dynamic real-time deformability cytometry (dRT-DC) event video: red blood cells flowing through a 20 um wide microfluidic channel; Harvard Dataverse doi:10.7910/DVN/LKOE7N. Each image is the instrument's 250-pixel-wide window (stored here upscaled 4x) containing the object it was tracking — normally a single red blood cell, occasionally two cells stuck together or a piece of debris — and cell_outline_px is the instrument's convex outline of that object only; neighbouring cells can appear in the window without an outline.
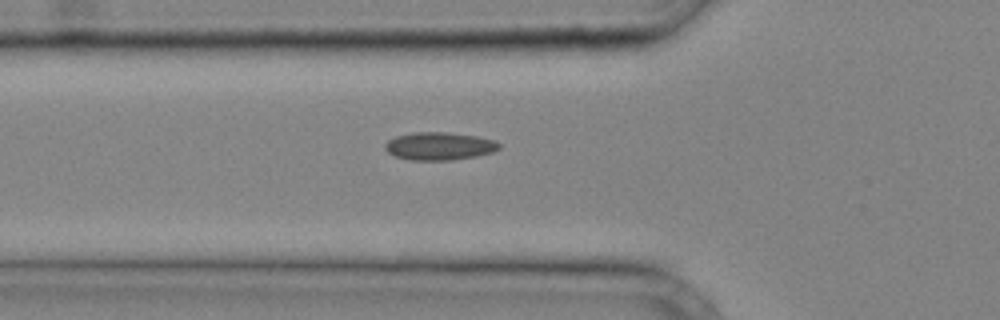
{"species": "common noctule bat (a hibernating species)", "species_latin": "Nyctalus noctula", "temperature_condition": "cold", "stored_images_in_passage": 27, "camera_frame_rate_fps": 3000, "um_per_image_px": 0.085, "animal": {"sex": "male", "body_mass_g": 20.4}, "frame": {"image": 1, "passage_image": 5, "time_ms": 1.333, "image_size_px": [1000, 320], "cell_outline_px": [[500, 148], [492, 152], [476, 156], [452, 160], [412, 160], [396, 156], [388, 152], [384, 148], [384, 144], [388, 140], [396, 136], [412, 132], [448, 132], [476, 136], [496, 140], [500, 144]], "centroid_in_image_um": [37.34, 12.41], "position_along_channel_um": 88.5, "area_um2": 18.55}}
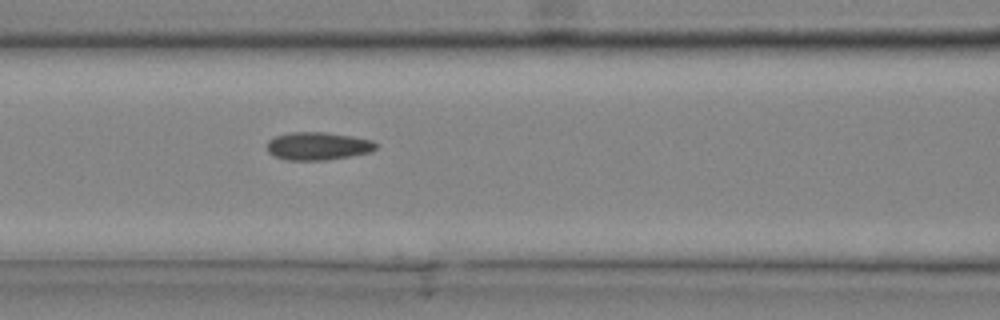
{"frame": {"image": 2, "passage_image": 8, "time_ms": 2.333, "image_size_px": [1000, 320], "cell_outline_px": [[376, 148], [372, 152], [352, 156], [324, 160], [288, 160], [276, 156], [268, 152], [264, 144], [268, 140], [276, 136], [292, 132], [324, 132], [352, 136], [372, 140], [376, 144]], "centroid_in_image_um": [27.01, 12.41], "position_along_channel_um": 139.6, "area_um2": 17.8}}
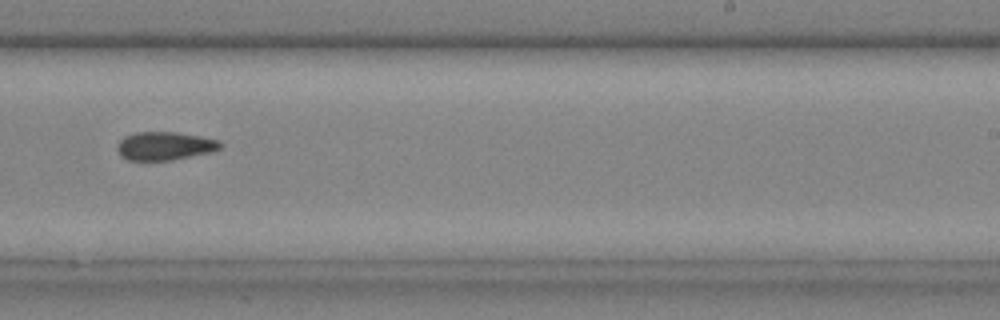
{"frame": {"image": 3, "passage_image": 16, "time_ms": 5.0, "image_size_px": [1000, 320], "cell_outline_px": [[224, 144], [220, 148], [212, 152], [172, 160], [128, 160], [120, 156], [116, 148], [120, 140], [124, 136], [136, 132], [176, 132], [200, 136], [220, 140]], "centroid_in_image_um": [14.01, 12.4], "position_along_channel_um": 275.0, "area_um2": 17.17}}